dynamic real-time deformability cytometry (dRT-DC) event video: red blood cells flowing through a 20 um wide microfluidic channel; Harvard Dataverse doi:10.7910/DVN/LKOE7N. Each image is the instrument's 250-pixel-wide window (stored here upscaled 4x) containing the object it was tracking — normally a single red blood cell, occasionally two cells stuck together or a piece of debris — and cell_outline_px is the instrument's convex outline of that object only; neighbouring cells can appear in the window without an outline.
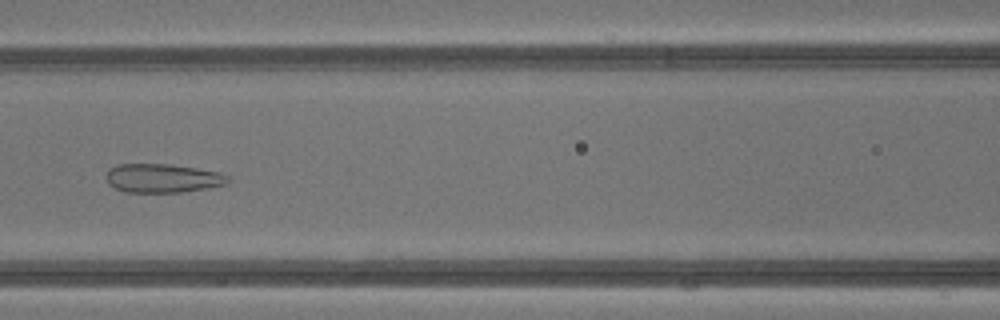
{"species": "common noctule bat (a hibernating species)", "species_latin": "Nyctalus noctula", "temperature_condition": "warm", "stored_images_in_passage": 42, "camera_frame_rate_fps": 3000, "um_per_image_px": 0.085, "animal": {"sex": "male", "body_mass_g": 13.3}, "frame": {"image": 1, "passage_image": 19, "time_ms": 6.0, "image_size_px": [1000, 320], "cell_outline_px": [[232, 180], [228, 184], [208, 188], [184, 192], [124, 192], [108, 184], [104, 176], [108, 168], [116, 164], [168, 164], [196, 168], [220, 172], [232, 176]], "centroid_in_image_um": [13.85, 15.14], "position_along_channel_um": 152.8, "area_um2": 20.92}}
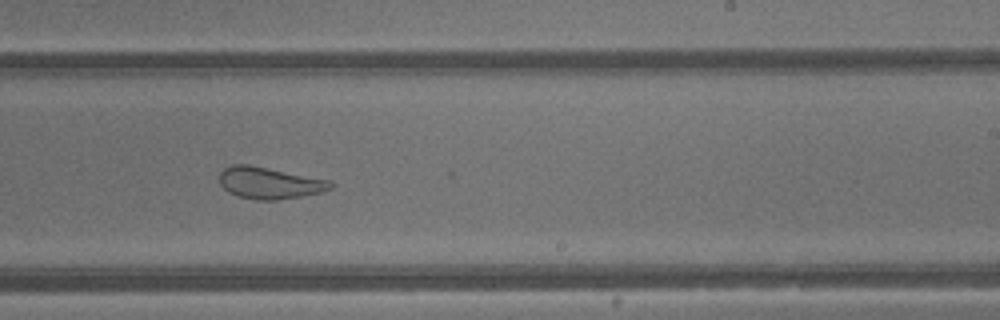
{"frame": {"image": 2, "passage_image": 26, "time_ms": 8.333, "image_size_px": [1000, 320], "cell_outline_px": [[336, 184], [332, 188], [320, 192], [300, 196], [276, 200], [256, 200], [240, 196], [228, 192], [220, 184], [220, 172], [224, 168], [232, 164], [248, 164], [328, 180]], "centroid_in_image_um": [22.88, 15.55], "position_along_channel_um": 266.1, "area_um2": 20.29}}
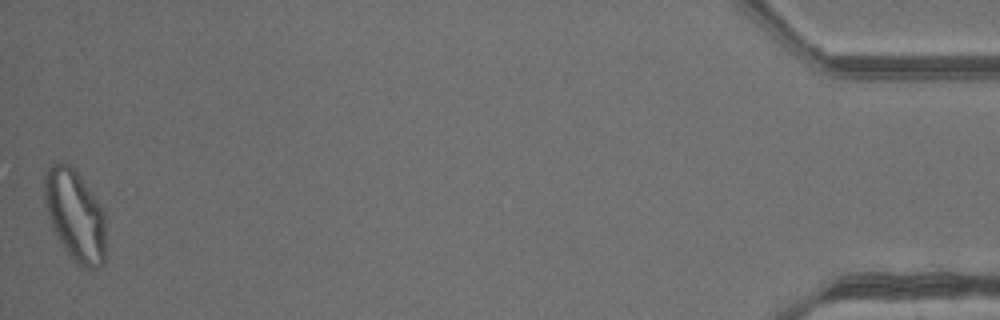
{"frame": {"image": 3, "passage_image": 42, "time_ms": 13.667, "image_size_px": [1000, 320], "cell_outline_px": [[104, 264], [100, 268], [80, 268], [72, 260], [56, 236], [52, 228], [48, 216], [44, 200], [44, 176], [52, 160], [60, 160], [68, 164], [80, 176], [104, 212]], "centroid_in_image_um": [6.34, 18.31], "position_along_channel_um": 428.9, "area_um2": 32.77}, "authors_computed_cell_mechanics": {"area_um2": 28.2353, "velocity_mm_per_s": 4.8697, "shape_relaxation_time_tau1_ms": null, "shape_relaxation_time_tau2_ms": 0.9289, "deformation_change_tau1": null, "deformation_change_tau2": 0.0943}}